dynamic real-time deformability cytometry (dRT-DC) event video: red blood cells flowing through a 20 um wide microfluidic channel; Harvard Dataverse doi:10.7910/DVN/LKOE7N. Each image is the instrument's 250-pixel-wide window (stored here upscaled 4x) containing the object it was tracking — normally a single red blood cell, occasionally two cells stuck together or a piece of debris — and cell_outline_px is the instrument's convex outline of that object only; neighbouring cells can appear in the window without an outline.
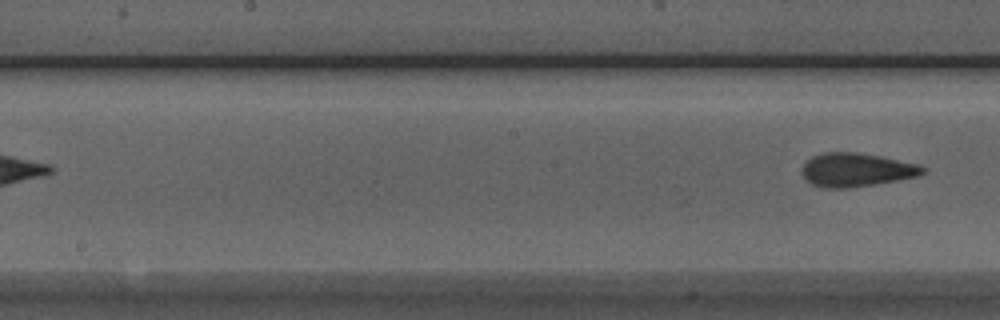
{"species": "Egyptian fruit bat (a non-hibernating species)", "species_latin": "Rousettus aegyptiacus", "temperature_condition": "room temperature", "stored_images_in_passage": 7, "segment_of_instrument_passage": [2, 2], "camera_frame_rate_fps": 3000, "um_per_image_px": 0.085, "animal": {"sex": "male"}, "frame": {"image": 1, "passage_image": 7, "time_ms": 7.667, "image_size_px": [1000, 320], "cell_outline_px": [[928, 168], [924, 172], [916, 176], [896, 180], [848, 188], [820, 188], [812, 184], [804, 176], [800, 168], [812, 156], [824, 152], [856, 152], [880, 156], [920, 164]], "centroid_in_image_um": [72.78, 14.43], "position_along_channel_um": 175.4, "area_um2": 23.58}}